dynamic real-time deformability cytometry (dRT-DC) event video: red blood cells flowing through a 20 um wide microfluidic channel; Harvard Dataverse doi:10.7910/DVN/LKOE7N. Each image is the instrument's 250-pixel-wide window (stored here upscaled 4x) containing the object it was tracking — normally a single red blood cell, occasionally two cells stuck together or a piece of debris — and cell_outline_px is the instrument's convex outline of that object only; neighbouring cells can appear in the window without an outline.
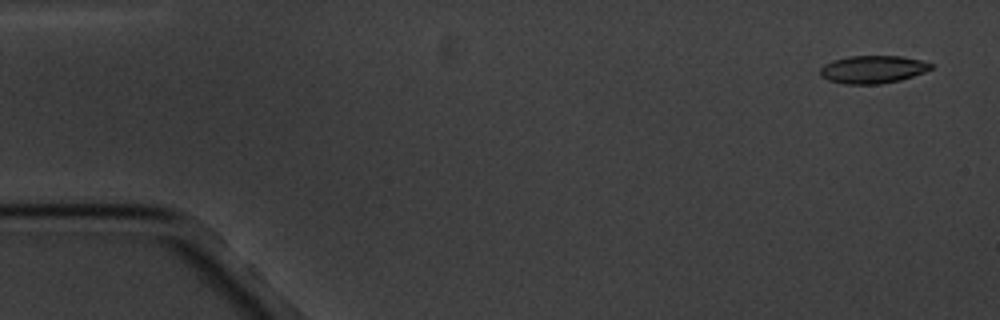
{"species": "common noctule bat (a hibernating species)", "species_latin": "Nyctalus noctula", "temperature_condition": "cold", "stored_images_in_passage": 6, "segment_of_instrument_passage": [1, 2], "camera_frame_rate_fps": 3000, "um_per_image_px": 0.085, "animal": {"sex": "male", "body_mass_g": 20.1, "forearm_length_mm": 53.5}, "frame": {"image": 1, "passage_image": 1, "time_ms": 0.0, "image_size_px": [1000, 320], "cell_outline_px": [[932, 68], [924, 72], [900, 80], [880, 84], [844, 84], [828, 80], [820, 76], [820, 68], [824, 64], [832, 60], [848, 56], [900, 56], [920, 60], [932, 64]], "centroid_in_image_um": [74.14, 5.9], "position_along_channel_um": 10.9, "area_um2": 17.92}}